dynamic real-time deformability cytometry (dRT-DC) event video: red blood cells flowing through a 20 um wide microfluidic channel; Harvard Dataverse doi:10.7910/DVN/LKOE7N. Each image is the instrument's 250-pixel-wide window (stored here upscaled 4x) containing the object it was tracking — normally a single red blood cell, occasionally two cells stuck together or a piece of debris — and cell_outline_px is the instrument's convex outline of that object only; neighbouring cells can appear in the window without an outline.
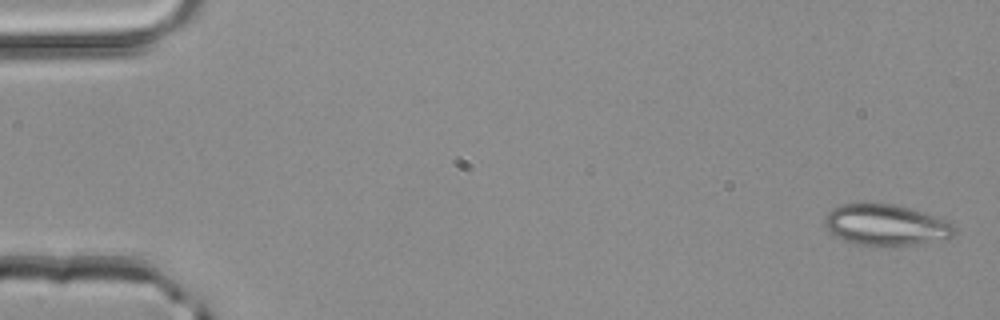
{"species": "common noctule bat (a hibernating species)", "species_latin": "Nyctalus noctula", "temperature_condition": "room temperature", "stored_images_in_passage": 4, "segment_of_instrument_passage": [2, 2], "camera_frame_rate_fps": 3000, "um_per_image_px": 0.085, "animal": {"sex": "male", "body_mass_g": 20.4}, "frame": {"image": 1, "passage_image": 4, "time_ms": 1.0, "image_size_px": [1000, 320], "cell_outline_px": [[956, 232], [952, 236], [912, 244], [856, 244], [844, 240], [836, 236], [824, 224], [824, 220], [828, 212], [832, 208], [844, 204], [892, 204], [908, 208], [944, 220], [952, 224], [956, 228]], "centroid_in_image_um": [75.25, 19.1], "position_along_channel_um": 9.8, "area_um2": 29.77}}